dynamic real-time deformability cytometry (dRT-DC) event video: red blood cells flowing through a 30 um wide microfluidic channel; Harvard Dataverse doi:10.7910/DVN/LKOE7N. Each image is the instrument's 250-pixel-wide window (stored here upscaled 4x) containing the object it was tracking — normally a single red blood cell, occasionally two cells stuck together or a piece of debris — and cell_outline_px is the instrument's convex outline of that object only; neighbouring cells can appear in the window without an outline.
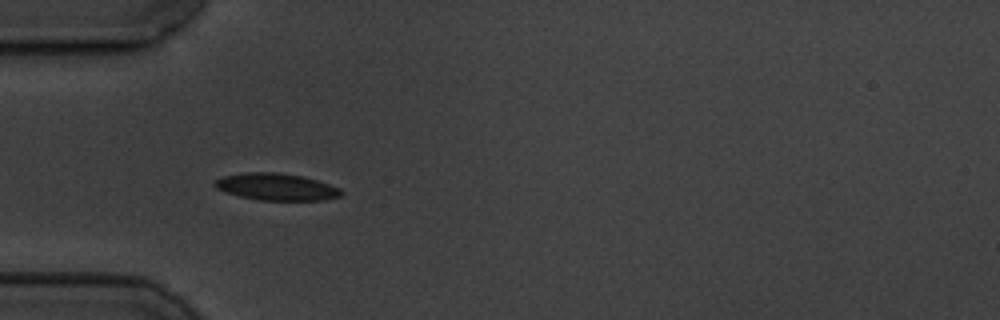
{"species": "common noctule bat (a hibernating species)", "species_latin": "Nyctalus noctula", "temperature_condition": "cold", "stored_images_in_passage": 41, "camera_frame_rate_fps": 3000, "um_per_image_px": 0.085, "animal": {"sex": "male", "body_mass_g": 19.5, "forearm_length_mm": 54.6}, "frame": {"image": 1, "passage_image": 1, "time_ms": 0.0, "image_size_px": [1000, 320], "cell_outline_px": [[344, 192], [340, 196], [324, 200], [260, 200], [240, 196], [224, 192], [216, 188], [212, 184], [216, 180], [224, 176], [244, 172], [276, 172], [304, 176], [340, 188]], "centroid_in_image_um": [23.48, 15.88], "position_along_channel_um": 61.5, "area_um2": 19.88}}
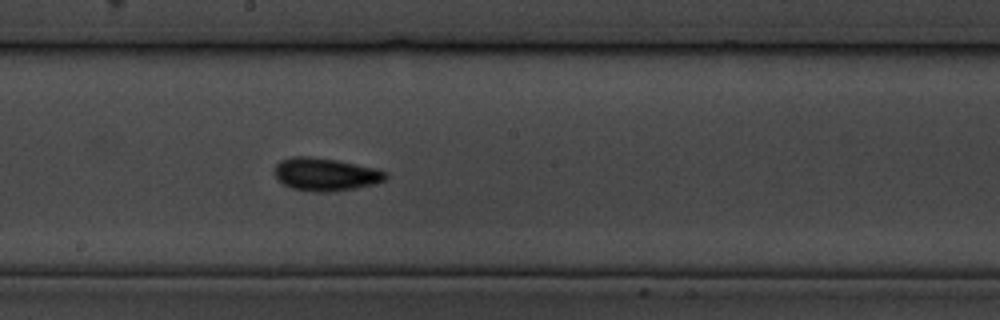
{"frame": {"image": 2, "passage_image": 15, "time_ms": 4.667, "image_size_px": [1000, 320], "cell_outline_px": [[388, 176], [384, 180], [376, 184], [356, 188], [332, 192], [312, 192], [292, 188], [276, 180], [276, 164], [280, 160], [292, 156], [312, 156], [336, 160], [376, 168], [388, 172]], "centroid_in_image_um": [27.68, 14.82], "position_along_channel_um": 220.5, "area_um2": 21.5}}
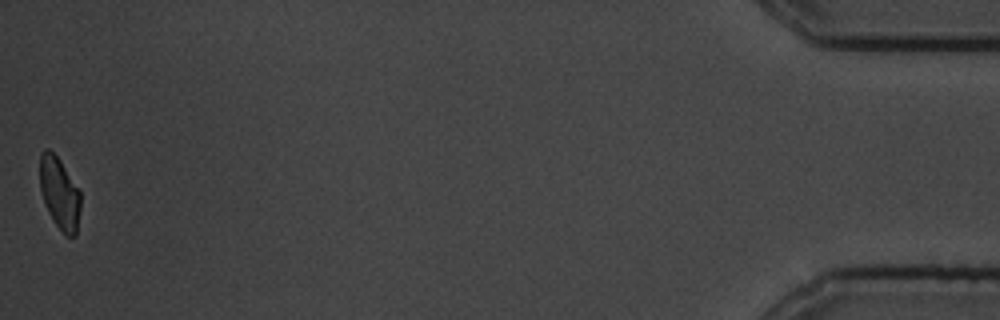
{"frame": {"image": 3, "passage_image": 41, "time_ms": 13.333, "image_size_px": [1000, 320], "cell_outline_px": [[80, 208], [76, 236], [64, 236], [52, 220], [44, 204], [40, 188], [40, 152], [44, 148], [48, 148], [60, 160], [80, 192]], "centroid_in_image_um": [5.04, 16.45], "position_along_channel_um": 430.2, "area_um2": 17.17}, "authors_computed_cell_mechanics": {"area_um2": 19.4208, "velocity_mm_per_s": 3.4702, "shape_relaxation_time_tau1_ms": 2.9263, "shape_relaxation_time_tau2_ms": 2.6135, "deformation_change_tau1": 0.0866, "deformation_change_tau2": 0.0506}}